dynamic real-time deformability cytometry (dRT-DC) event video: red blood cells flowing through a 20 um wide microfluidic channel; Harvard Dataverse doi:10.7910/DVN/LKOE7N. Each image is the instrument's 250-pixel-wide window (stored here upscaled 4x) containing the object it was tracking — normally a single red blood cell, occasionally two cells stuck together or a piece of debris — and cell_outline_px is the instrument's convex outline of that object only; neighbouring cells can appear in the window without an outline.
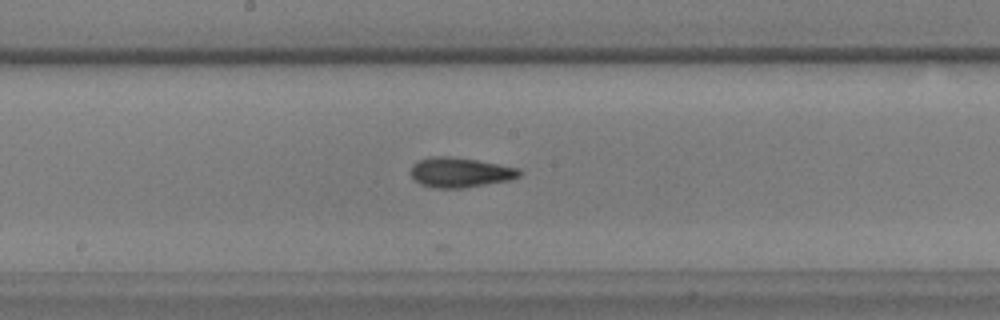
{"species": "common noctule bat (a hibernating species)", "species_latin": "Nyctalus noctula", "temperature_condition": "warm", "stored_images_in_passage": 28, "camera_frame_rate_fps": 3000, "um_per_image_px": 0.085, "animal": {"sex": "male", "body_mass_g": 17.9, "forearm_length_mm": 54.2}, "frame": {"image": 1, "passage_image": 16, "time_ms": 5.0, "image_size_px": [1000, 320], "cell_outline_px": [[524, 172], [520, 176], [512, 180], [464, 188], [432, 188], [420, 184], [412, 180], [412, 164], [420, 160], [432, 156], [448, 156], [476, 160], [520, 168]], "centroid_in_image_um": [39.14, 14.67], "position_along_channel_um": 209.1, "area_um2": 19.13}}